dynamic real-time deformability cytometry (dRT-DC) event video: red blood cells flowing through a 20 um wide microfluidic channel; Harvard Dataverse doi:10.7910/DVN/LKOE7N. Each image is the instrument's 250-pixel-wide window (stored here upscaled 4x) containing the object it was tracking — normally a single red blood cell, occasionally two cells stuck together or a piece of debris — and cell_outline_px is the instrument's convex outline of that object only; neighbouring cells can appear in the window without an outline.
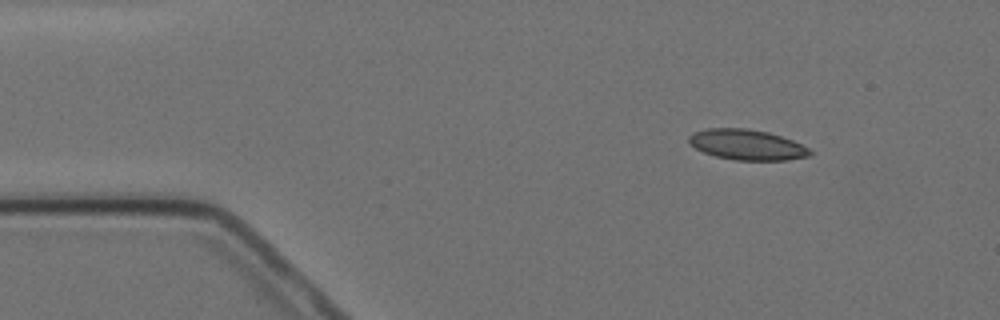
{"species": "Egyptian fruit bat (a non-hibernating species)", "species_latin": "Rousettus aegyptiacus", "temperature_condition": "cold", "stored_images_in_passage": 6, "camera_frame_rate_fps": 3000, "um_per_image_px": 0.085, "animal": {"sex": "female"}, "frame": {"image": 1, "passage_image": 1, "time_ms": 0.0, "image_size_px": [1000, 320], "cell_outline_px": [[812, 152], [808, 156], [788, 160], [736, 160], [716, 156], [704, 152], [688, 144], [688, 136], [692, 132], [708, 128], [748, 128], [768, 132], [792, 140], [808, 148]], "centroid_in_image_um": [63.44, 12.29], "position_along_channel_um": 21.6, "area_um2": 21.44}}
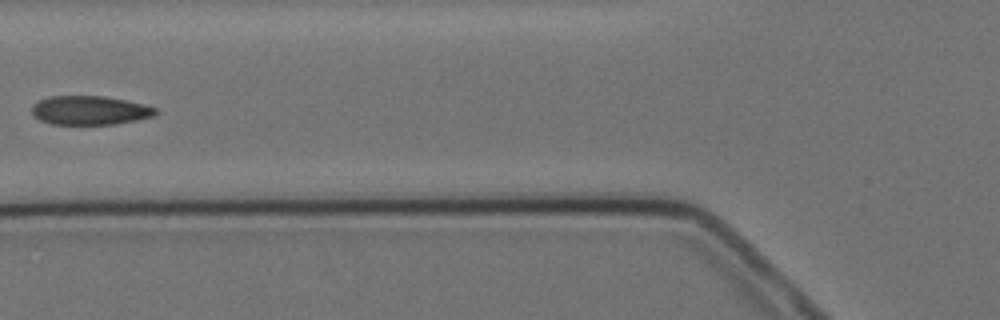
{"frame": {"image": 2, "passage_image": 5, "time_ms": 4.667, "image_size_px": [1000, 320], "cell_outline_px": [[160, 112], [156, 116], [116, 124], [52, 124], [40, 120], [32, 112], [32, 104], [48, 96], [104, 96], [144, 104], [156, 108]], "centroid_in_image_um": [7.67, 9.38], "position_along_channel_um": 118.1, "area_um2": 20.92}}
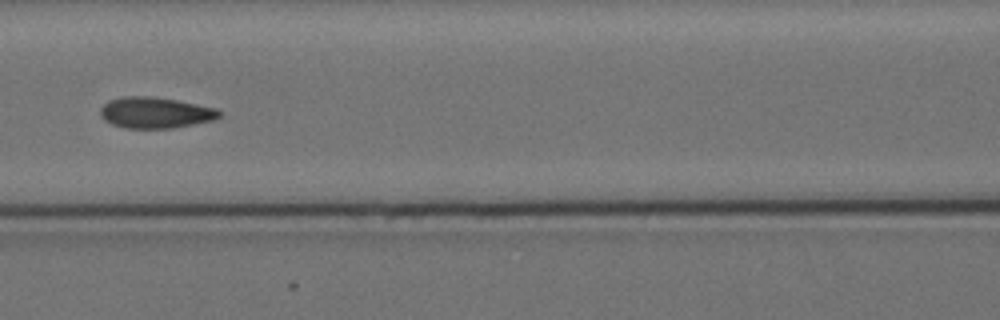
{"frame": {"image": 3, "passage_image": 6, "time_ms": 5.667, "image_size_px": [1000, 320], "cell_outline_px": [[224, 112], [220, 116], [212, 120], [172, 128], [124, 128], [112, 124], [104, 120], [100, 116], [100, 108], [108, 100], [124, 96], [152, 96], [176, 100], [216, 108]], "centroid_in_image_um": [13.17, 9.57], "position_along_channel_um": 153.4, "area_um2": 21.56}}